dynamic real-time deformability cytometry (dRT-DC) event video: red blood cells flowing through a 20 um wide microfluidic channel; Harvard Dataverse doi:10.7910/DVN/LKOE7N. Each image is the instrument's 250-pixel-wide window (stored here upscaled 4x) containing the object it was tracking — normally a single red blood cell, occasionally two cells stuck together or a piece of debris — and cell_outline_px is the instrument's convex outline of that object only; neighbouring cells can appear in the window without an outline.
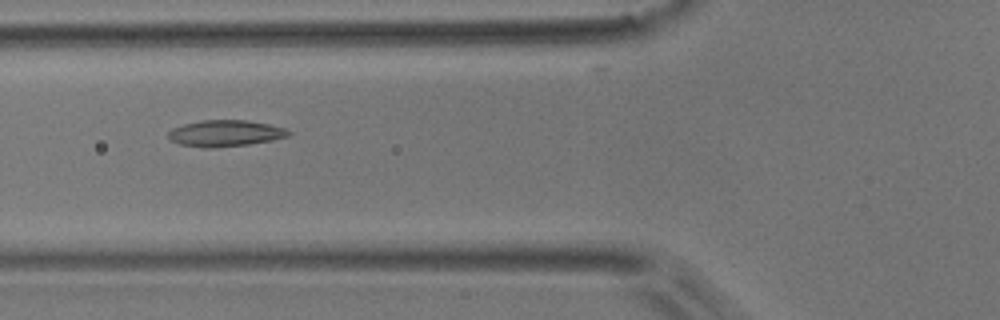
{"species": "common noctule bat (a hibernating species)", "species_latin": "Nyctalus noctula", "temperature_condition": "room temperature", "stored_images_in_passage": 4, "camera_frame_rate_fps": 3000, "um_per_image_px": 0.085, "animal": {"sex": "male", "body_mass_g": 17.9}, "frame": {"image": 1, "passage_image": 3, "time_ms": 2.333, "image_size_px": [1000, 320], "cell_outline_px": [[292, 132], [288, 136], [272, 140], [248, 144], [216, 148], [204, 148], [180, 144], [172, 140], [168, 136], [168, 132], [172, 128], [184, 124], [200, 120], [248, 120], [268, 124], [284, 128]], "centroid_in_image_um": [19.14, 11.33], "position_along_channel_um": 106.7, "area_um2": 18.44}}
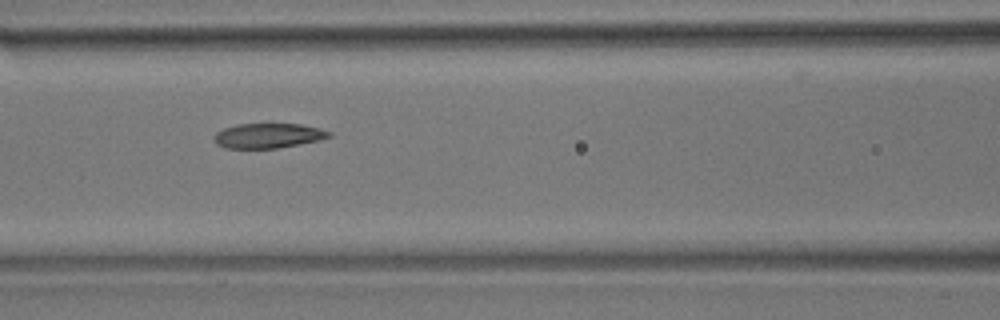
{"frame": {"image": 2, "passage_image": 4, "time_ms": 3.333, "image_size_px": [1000, 320], "cell_outline_px": [[332, 136], [320, 140], [276, 148], [224, 148], [216, 144], [212, 136], [216, 132], [224, 128], [236, 124], [300, 124], [320, 128], [332, 132]], "centroid_in_image_um": [22.78, 11.53], "position_along_channel_um": 143.8, "area_um2": 16.7}}